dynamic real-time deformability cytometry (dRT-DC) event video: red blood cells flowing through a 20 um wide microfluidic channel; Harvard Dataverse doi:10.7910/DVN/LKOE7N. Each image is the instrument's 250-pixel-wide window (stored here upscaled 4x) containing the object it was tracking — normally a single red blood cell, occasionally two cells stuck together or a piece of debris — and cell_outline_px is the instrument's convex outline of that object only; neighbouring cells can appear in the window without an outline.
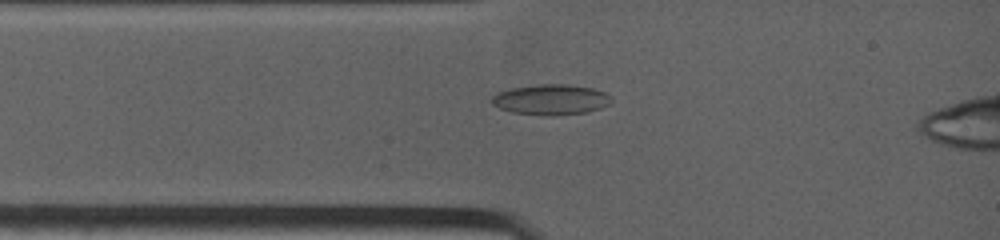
{"species": "common noctule bat (a hibernating species)", "species_latin": "Nyctalus noctula", "temperature_condition": "warm", "stored_images_in_passage": 6, "camera_frame_rate_fps": 4500, "um_per_image_px": 0.085, "animal": {"sex": "female", "body_mass_g": 19.0, "forearm_length_mm": 53.3}, "frame": {"image": 1, "passage_image": 5, "time_ms": 1.778, "image_size_px": [1000, 240], "cell_outline_px": [[612, 100], [608, 104], [600, 108], [588, 112], [512, 112], [500, 108], [492, 104], [492, 96], [496, 92], [508, 88], [536, 84], [568, 84], [592, 88], [604, 92], [612, 96]], "centroid_in_image_um": [46.81, 8.39], "position_along_channel_um": 38.2, "area_um2": 20.29}}